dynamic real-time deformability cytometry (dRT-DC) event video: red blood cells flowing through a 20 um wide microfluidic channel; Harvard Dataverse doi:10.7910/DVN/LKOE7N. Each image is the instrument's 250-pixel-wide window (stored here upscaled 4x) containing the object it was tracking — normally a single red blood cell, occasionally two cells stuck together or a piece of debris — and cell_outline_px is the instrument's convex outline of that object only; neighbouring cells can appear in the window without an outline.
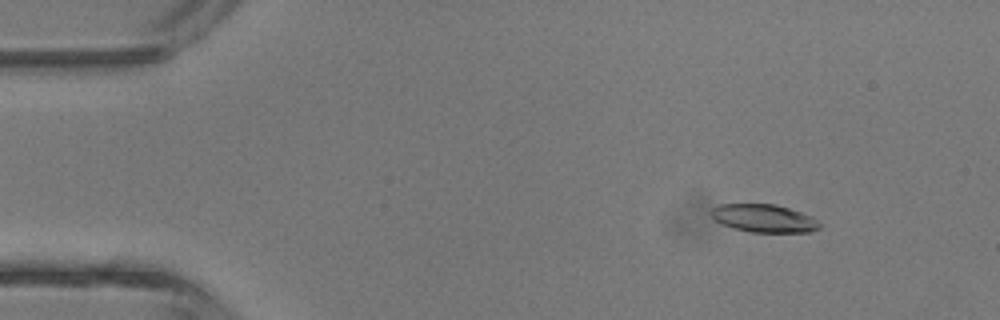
{"species": "common noctule bat (a hibernating species)", "species_latin": "Nyctalus noctula", "temperature_condition": "room temperature", "stored_images_in_passage": 11, "camera_frame_rate_fps": 3000, "um_per_image_px": 0.085, "animal": {"sex": "male", "body_mass_g": 13.3}, "frame": {"image": 1, "passage_image": 5, "time_ms": 1.333, "image_size_px": [1000, 320], "cell_outline_px": [[820, 228], [808, 232], [752, 232], [732, 228], [716, 220], [712, 216], [712, 208], [720, 204], [776, 204], [812, 216], [820, 224]], "centroid_in_image_um": [64.95, 18.55], "position_along_channel_um": 20.1, "area_um2": 17.46}}